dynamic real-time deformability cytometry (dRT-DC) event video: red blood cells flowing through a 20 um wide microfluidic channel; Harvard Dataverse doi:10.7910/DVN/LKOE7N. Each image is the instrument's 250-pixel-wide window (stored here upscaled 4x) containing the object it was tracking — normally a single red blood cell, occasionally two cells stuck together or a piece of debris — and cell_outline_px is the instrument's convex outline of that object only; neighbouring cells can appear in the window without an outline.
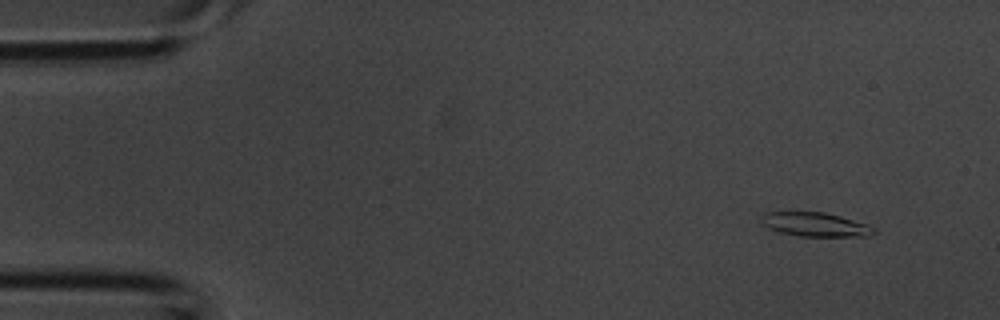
{"species": "common noctule bat (a hibernating species)", "species_latin": "Nyctalus noctula", "temperature_condition": "room temperature", "stored_images_in_passage": 35, "camera_frame_rate_fps": 3000, "um_per_image_px": 0.085, "animal": {"sex": "male", "body_mass_g": 20.1, "forearm_length_mm": 53.5}, "frame": {"image": 1, "passage_image": 1, "time_ms": 0.0, "image_size_px": [1000, 320], "cell_outline_px": [[876, 232], [868, 236], [800, 236], [780, 232], [768, 228], [760, 220], [760, 216], [764, 212], [824, 212], [840, 216], [868, 224], [876, 228]], "centroid_in_image_um": [69.3, 19.08], "position_along_channel_um": 15.7, "area_um2": 15.78}}
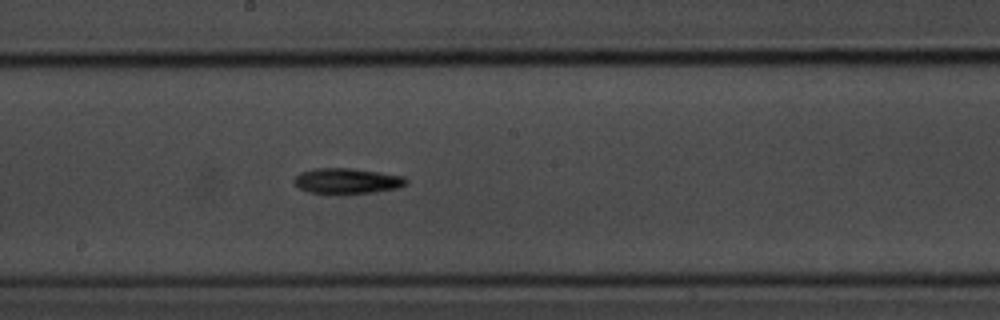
{"frame": {"image": 2, "passage_image": 18, "time_ms": 5.667, "image_size_px": [1000, 320], "cell_outline_px": [[408, 184], [400, 188], [372, 192], [308, 192], [300, 188], [292, 180], [300, 172], [316, 168], [352, 168], [404, 176], [408, 180]], "centroid_in_image_um": [29.54, 15.35], "position_along_channel_um": 218.7, "area_um2": 16.3}}
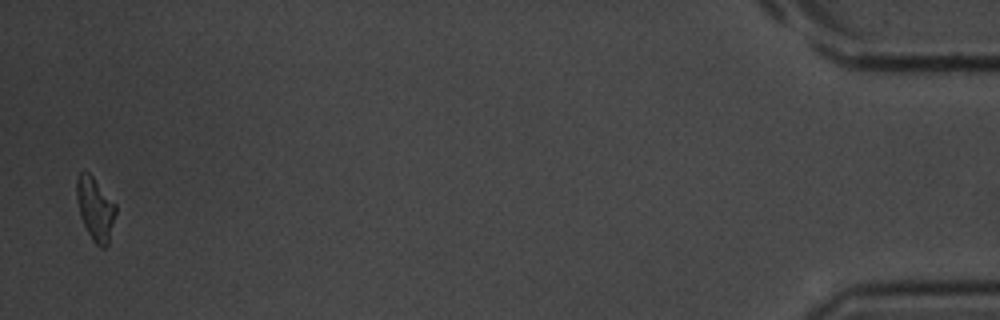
{"frame": {"image": 3, "passage_image": 35, "time_ms": 11.333, "image_size_px": [1000, 320], "cell_outline_px": [[116, 212], [108, 244], [104, 248], [100, 248], [92, 240], [80, 216], [76, 196], [76, 180], [80, 172], [88, 172], [92, 176], [116, 204]], "centroid_in_image_um": [8.1, 17.76], "position_along_channel_um": 427.1, "area_um2": 14.28}}